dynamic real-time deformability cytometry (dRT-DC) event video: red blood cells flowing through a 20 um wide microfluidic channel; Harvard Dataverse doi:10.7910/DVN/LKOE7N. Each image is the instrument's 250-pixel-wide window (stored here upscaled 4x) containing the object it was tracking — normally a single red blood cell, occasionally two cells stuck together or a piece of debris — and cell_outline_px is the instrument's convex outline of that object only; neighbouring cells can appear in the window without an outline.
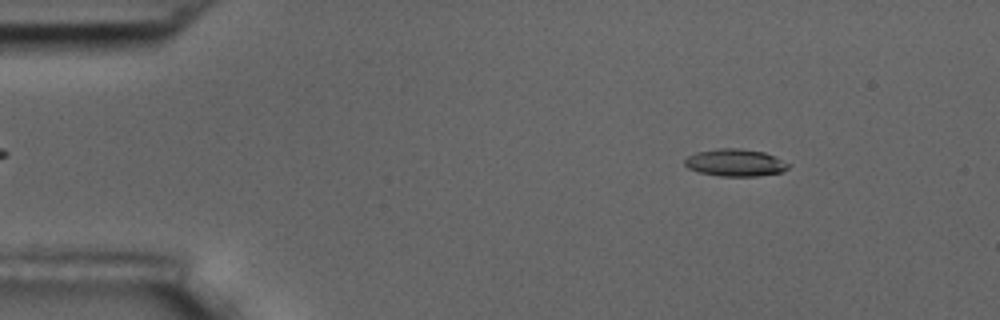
{"species": "common noctule bat (a hibernating species)", "species_latin": "Nyctalus noctula", "temperature_condition": "room temperature", "stored_images_in_passage": 6, "camera_frame_rate_fps": 3000, "um_per_image_px": 0.085, "animal": {"sex": "male", "body_mass_g": 17.5, "forearm_length_mm": 52.3}, "frame": {"image": 1, "passage_image": 1, "time_ms": 0.0, "image_size_px": [1000, 320], "cell_outline_px": [[792, 164], [784, 172], [756, 176], [720, 176], [700, 172], [688, 168], [684, 164], [684, 160], [688, 156], [696, 152], [720, 148], [740, 148], [764, 152], [776, 156]], "centroid_in_image_um": [62.55, 13.82], "position_along_channel_um": 22.5, "area_um2": 16.65}}
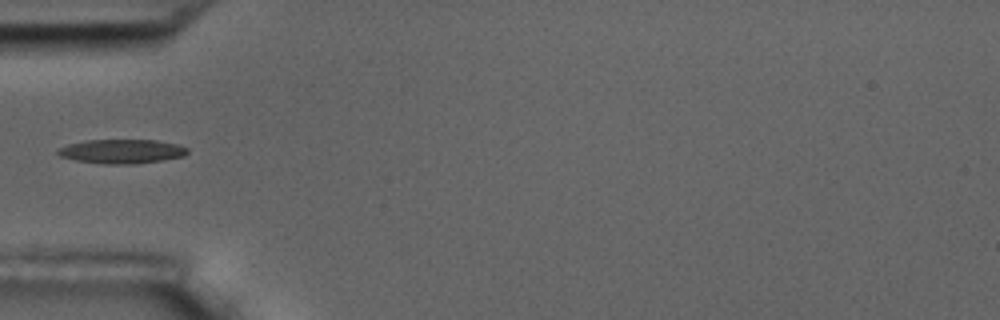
{"frame": {"image": 2, "passage_image": 4, "time_ms": 3.667, "image_size_px": [1000, 320], "cell_outline_px": [[188, 152], [184, 156], [164, 160], [136, 164], [104, 164], [76, 160], [60, 156], [56, 152], [56, 148], [68, 144], [84, 140], [156, 140], [176, 144], [188, 148]], "centroid_in_image_um": [10.33, 12.87], "position_along_channel_um": 74.7, "area_um2": 18.38}}